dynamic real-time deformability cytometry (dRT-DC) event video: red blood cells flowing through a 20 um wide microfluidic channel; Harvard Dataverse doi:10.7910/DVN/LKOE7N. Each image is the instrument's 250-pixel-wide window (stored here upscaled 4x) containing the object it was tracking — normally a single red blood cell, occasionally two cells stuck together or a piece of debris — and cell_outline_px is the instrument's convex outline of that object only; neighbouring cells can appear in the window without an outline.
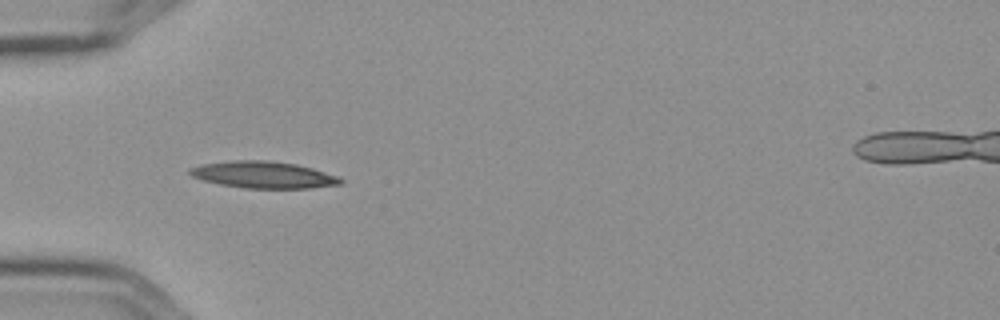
{"species": "Egyptian fruit bat (a non-hibernating species)", "species_latin": "Rousettus aegyptiacus", "temperature_condition": "cold", "stored_images_in_passage": 5, "camera_frame_rate_fps": 3000, "um_per_image_px": 0.085, "frame": {"image": 1, "passage_image": 4, "time_ms": 1.0, "image_size_px": [1000, 320], "cell_outline_px": [[344, 180], [340, 184], [308, 188], [244, 188], [220, 184], [204, 180], [192, 176], [188, 172], [188, 168], [200, 164], [228, 160], [268, 160], [296, 164], [312, 168], [336, 176]], "centroid_in_image_um": [22.33, 14.84], "position_along_channel_um": 62.7, "area_um2": 23.47}}
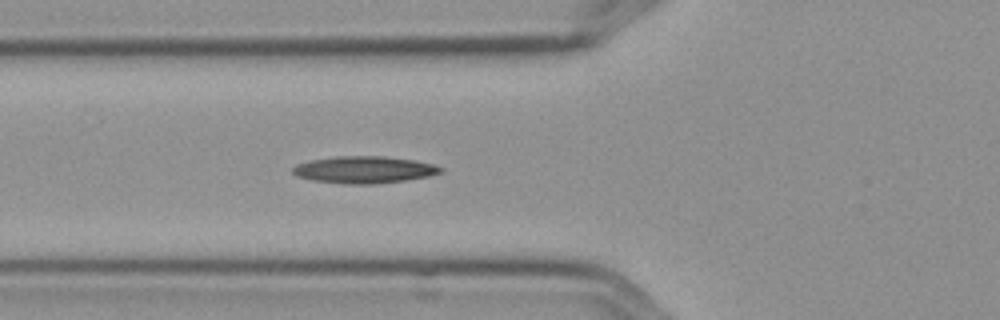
{"frame": {"image": 2, "passage_image": 5, "time_ms": 1.333, "image_size_px": [1000, 320], "cell_outline_px": [[444, 172], [428, 176], [404, 180], [376, 184], [344, 184], [312, 180], [296, 176], [292, 172], [292, 168], [296, 164], [312, 160], [336, 156], [384, 156], [416, 160], [432, 164], [444, 168]], "centroid_in_image_um": [30.96, 14.42], "position_along_channel_um": 94.8, "area_um2": 23.35}}